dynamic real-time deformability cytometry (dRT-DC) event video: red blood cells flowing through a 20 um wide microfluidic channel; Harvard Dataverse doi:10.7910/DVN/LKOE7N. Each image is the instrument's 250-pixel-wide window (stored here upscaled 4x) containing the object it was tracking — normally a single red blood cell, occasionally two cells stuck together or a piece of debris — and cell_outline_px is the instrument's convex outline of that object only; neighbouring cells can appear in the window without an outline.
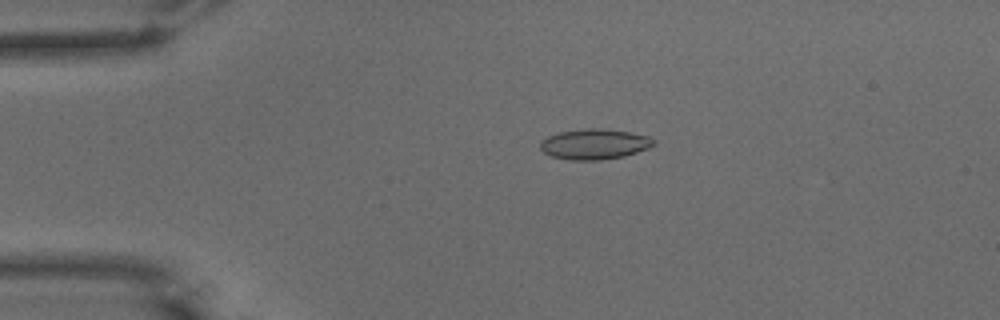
{"species": "common noctule bat (a hibernating species)", "species_latin": "Nyctalus noctula", "temperature_condition": "warm", "stored_images_in_passage": 48, "camera_frame_rate_fps": 3000, "um_per_image_px": 0.085, "animal": {"sex": "male", "body_mass_g": 15.6}, "frame": {"image": 1, "passage_image": 5, "time_ms": 1.333, "image_size_px": [1000, 320], "cell_outline_px": [[656, 144], [648, 148], [624, 156], [600, 160], [568, 160], [552, 156], [544, 152], [540, 148], [540, 140], [548, 136], [560, 132], [588, 128], [600, 128], [628, 132], [648, 136], [656, 140]], "centroid_in_image_um": [50.53, 12.25], "position_along_channel_um": 34.5, "area_um2": 20.06}}
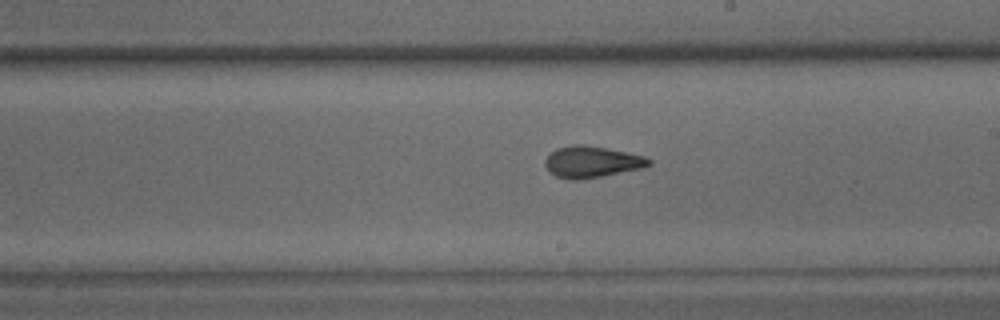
{"frame": {"image": 2, "passage_image": 25, "time_ms": 8.0, "image_size_px": [1000, 320], "cell_outline_px": [[652, 164], [640, 168], [580, 180], [568, 180], [556, 176], [544, 164], [544, 160], [556, 148], [576, 144], [584, 144], [628, 152], [644, 156], [652, 160]], "centroid_in_image_um": [50.3, 13.75], "position_along_channel_um": 238.7, "area_um2": 18.84}}
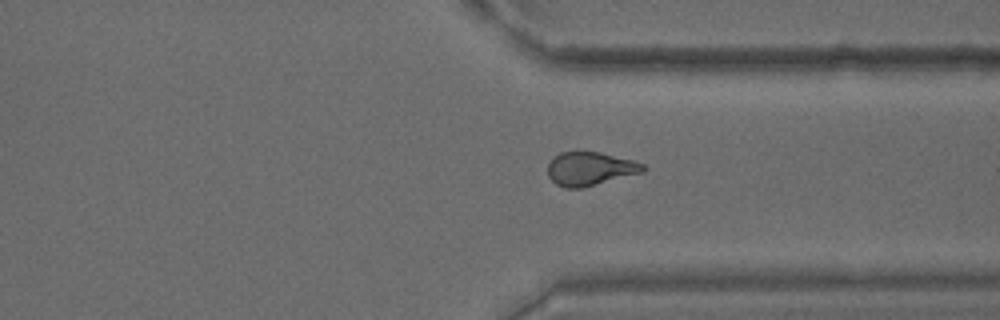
{"frame": {"image": 3, "passage_image": 35, "time_ms": 11.333, "image_size_px": [1000, 320], "cell_outline_px": [[644, 172], [580, 188], [564, 188], [556, 184], [548, 176], [548, 164], [560, 152], [600, 152], [632, 160], [644, 164]], "centroid_in_image_um": [50.15, 14.35], "position_along_channel_um": 361.3, "area_um2": 18.38}, "authors_computed_cell_mechanics": {"area_um2": 19.0162, "velocity_mm_per_s": 3.6809, "shape_relaxation_time_tau1_ms": null, "shape_relaxation_time_tau2_ms": 1.6974, "deformation_change_tau1": null, "deformation_change_tau2": 0.0778}}